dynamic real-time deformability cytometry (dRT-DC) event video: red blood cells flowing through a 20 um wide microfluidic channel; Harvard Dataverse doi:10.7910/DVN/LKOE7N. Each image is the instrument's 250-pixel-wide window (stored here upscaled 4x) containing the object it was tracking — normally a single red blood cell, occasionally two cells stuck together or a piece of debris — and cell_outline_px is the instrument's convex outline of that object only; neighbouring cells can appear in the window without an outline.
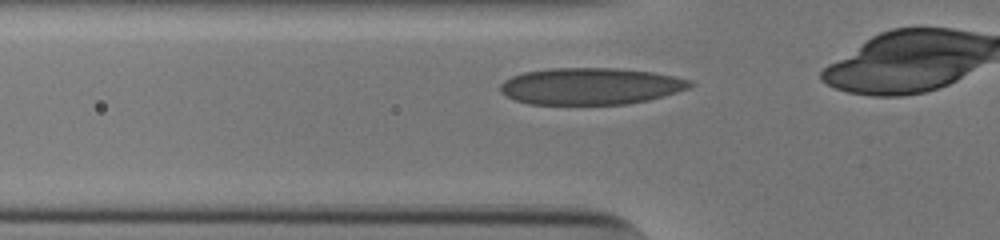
{"species": "human", "species_latin": "Homo sapiens", "temperature_condition": "cold", "stored_images_in_passage": 25, "camera_frame_rate_fps": 3000, "um_per_image_px": 0.085, "donor": {"sex": "male"}, "frame": {"image": 1, "passage_image": 3, "time_ms": 0.667, "image_size_px": [1000, 240], "cell_outline_px": [[696, 84], [688, 88], [664, 96], [648, 100], [624, 104], [528, 104], [516, 100], [500, 92], [500, 84], [504, 80], [512, 76], [524, 72], [548, 68], [616, 68], [652, 72], [692, 80]], "centroid_in_image_um": [50.19, 7.32], "position_along_channel_um": 75.6, "area_um2": 40.63}}
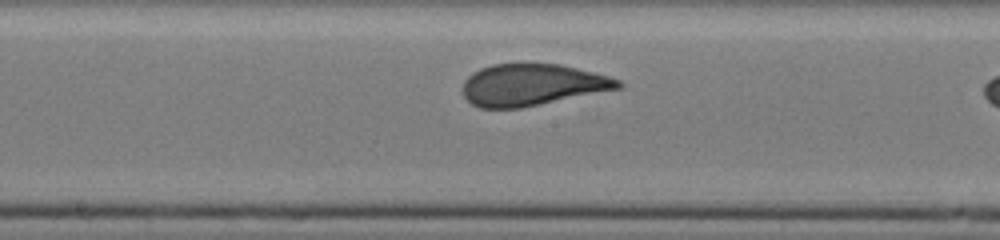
{"frame": {"image": 2, "passage_image": 13, "time_ms": 4.0, "image_size_px": [1000, 240], "cell_outline_px": [[624, 84], [620, 88], [520, 108], [480, 108], [472, 104], [464, 96], [464, 80], [472, 72], [480, 68], [492, 64], [560, 64], [608, 76], [620, 80]], "centroid_in_image_um": [45.21, 7.21], "position_along_channel_um": 203.0, "area_um2": 37.4}}
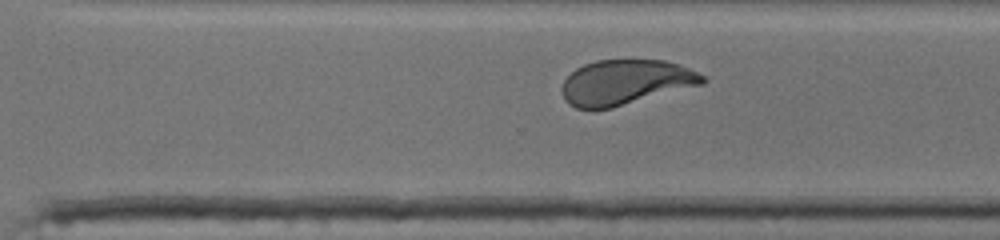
{"frame": {"image": 3, "passage_image": 22, "time_ms": 7.0, "image_size_px": [1000, 240], "cell_outline_px": [[708, 80], [704, 84], [612, 108], [576, 108], [568, 104], [564, 100], [560, 88], [564, 80], [576, 68], [584, 64], [596, 60], [664, 60], [688, 68], [704, 76]], "centroid_in_image_um": [53.15, 7.0], "position_along_channel_um": 317.4, "area_um2": 36.88}}